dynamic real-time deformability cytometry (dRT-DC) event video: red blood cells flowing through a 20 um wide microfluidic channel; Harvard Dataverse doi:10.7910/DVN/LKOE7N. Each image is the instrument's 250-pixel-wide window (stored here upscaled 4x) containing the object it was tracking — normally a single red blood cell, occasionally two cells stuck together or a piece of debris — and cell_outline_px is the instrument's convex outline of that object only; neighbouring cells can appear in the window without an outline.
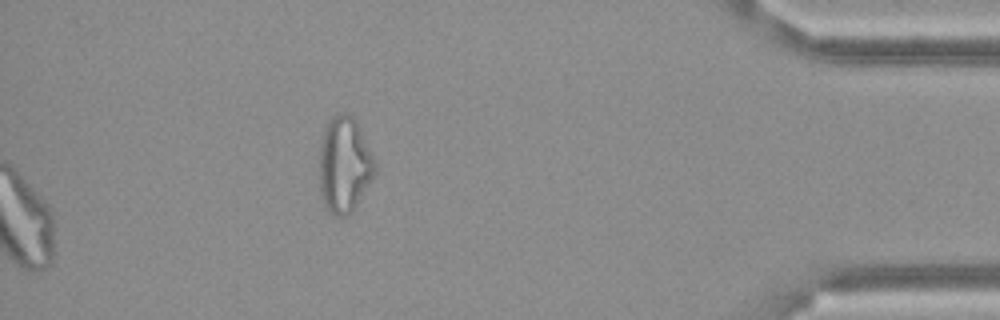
{"species": "Egyptian fruit bat (a non-hibernating species)", "species_latin": "Rousettus aegyptiacus", "temperature_condition": "cold", "stored_images_in_passage": 58, "camera_frame_rate_fps": 3000, "um_per_image_px": 0.085, "frame": {"image": 1, "passage_image": 58, "time_ms": 19.0, "image_size_px": [1000, 320], "cell_outline_px": [[376, 172], [348, 216], [336, 216], [328, 212], [324, 204], [320, 192], [320, 144], [328, 120], [336, 112], [344, 112], [352, 116], [356, 120], [360, 128], [376, 164]], "centroid_in_image_um": [29.25, 13.98], "position_along_channel_um": 405.9, "area_um2": 30.81}}